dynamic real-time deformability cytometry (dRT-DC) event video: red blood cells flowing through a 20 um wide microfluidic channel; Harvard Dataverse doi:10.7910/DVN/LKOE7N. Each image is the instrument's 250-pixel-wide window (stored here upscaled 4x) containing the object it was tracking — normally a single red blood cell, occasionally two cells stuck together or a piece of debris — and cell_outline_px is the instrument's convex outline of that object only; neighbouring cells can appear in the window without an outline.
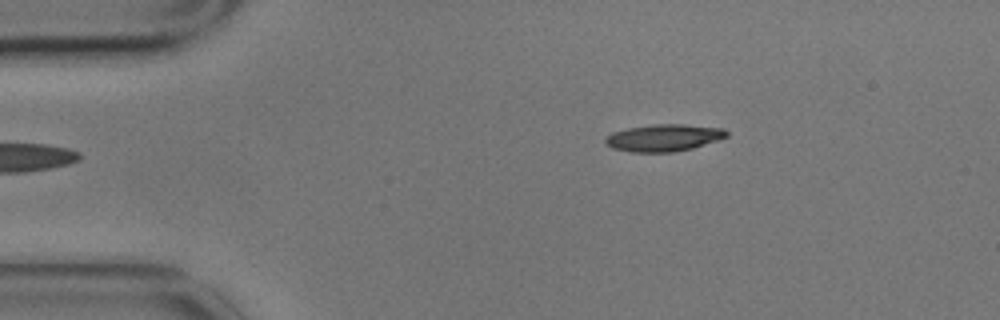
{"species": "common noctule bat (a hibernating species)", "species_latin": "Nyctalus noctula", "temperature_condition": "cold", "stored_images_in_passage": 3, "camera_frame_rate_fps": 3000, "um_per_image_px": 0.085, "animal": {"sex": "male", "body_mass_g": 17.9}, "frame": {"image": 1, "passage_image": 3, "time_ms": 0.667, "image_size_px": [1000, 320], "cell_outline_px": [[728, 136], [720, 140], [692, 148], [672, 152], [632, 152], [612, 148], [604, 144], [604, 140], [612, 132], [628, 128], [652, 124], [684, 124], [724, 128], [728, 132]], "centroid_in_image_um": [56.43, 11.7], "position_along_channel_um": 28.6, "area_um2": 19.25}}